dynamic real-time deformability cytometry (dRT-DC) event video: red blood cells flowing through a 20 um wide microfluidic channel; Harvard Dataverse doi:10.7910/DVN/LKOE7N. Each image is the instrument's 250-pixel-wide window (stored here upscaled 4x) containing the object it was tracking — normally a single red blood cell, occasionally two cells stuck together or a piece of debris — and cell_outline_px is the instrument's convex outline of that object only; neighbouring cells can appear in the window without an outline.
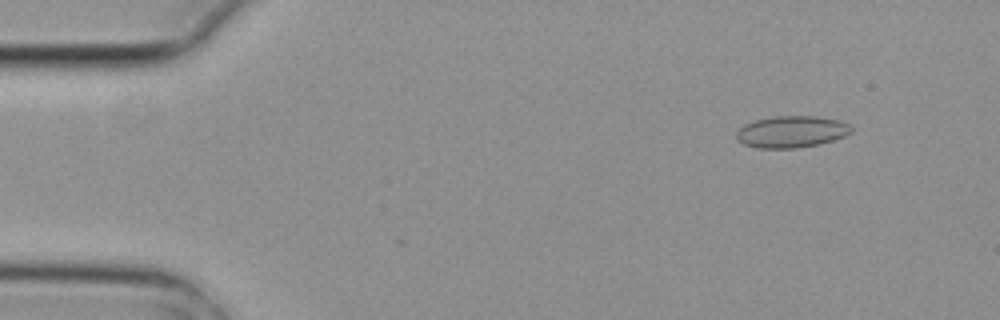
{"species": "common noctule bat (a hibernating species)", "species_latin": "Nyctalus noctula", "temperature_condition": "cold", "stored_images_in_passage": 5, "camera_frame_rate_fps": 3000, "um_per_image_px": 0.085, "animal": {"sex": "female", "body_mass_g": 29.2, "forearm_length_mm": 56.3}, "frame": {"image": 1, "passage_image": 2, "time_ms": 0.333, "image_size_px": [1000, 320], "cell_outline_px": [[852, 132], [844, 136], [832, 140], [816, 144], [796, 148], [756, 148], [744, 144], [736, 136], [736, 132], [744, 124], [756, 120], [776, 116], [816, 116], [840, 120], [852, 124]], "centroid_in_image_um": [67.31, 11.19], "position_along_channel_um": 17.7, "area_um2": 21.15}}
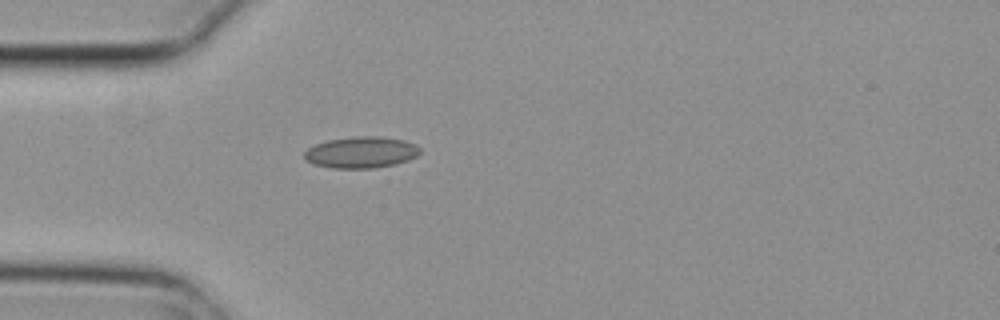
{"frame": {"image": 2, "passage_image": 5, "time_ms": 1.333, "image_size_px": [1000, 320], "cell_outline_px": [[420, 152], [416, 156], [408, 160], [396, 164], [376, 168], [332, 168], [312, 164], [304, 160], [304, 152], [308, 148], [316, 144], [328, 140], [356, 136], [380, 136], [404, 140], [416, 144], [420, 148]], "centroid_in_image_um": [30.69, 12.95], "position_along_channel_um": 54.3, "area_um2": 21.33}}